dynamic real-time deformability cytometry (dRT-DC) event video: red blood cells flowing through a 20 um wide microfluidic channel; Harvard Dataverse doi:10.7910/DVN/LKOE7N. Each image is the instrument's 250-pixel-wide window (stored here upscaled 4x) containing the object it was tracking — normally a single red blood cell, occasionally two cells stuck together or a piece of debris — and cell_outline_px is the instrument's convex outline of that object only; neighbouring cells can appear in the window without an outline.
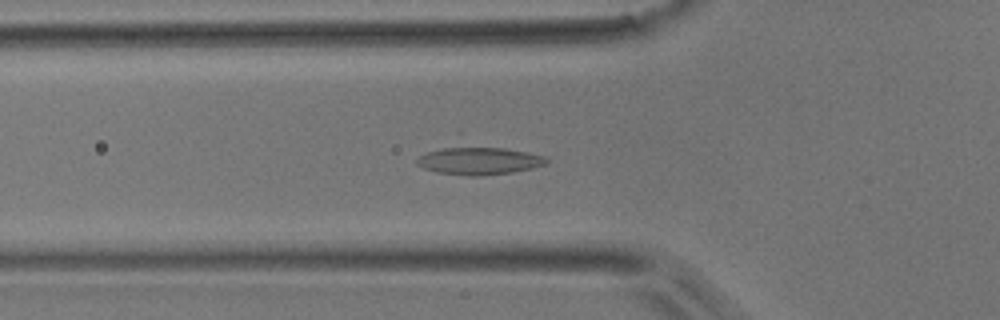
{"species": "common noctule bat (a hibernating species)", "species_latin": "Nyctalus noctula", "temperature_condition": "room temperature", "stored_images_in_passage": 52, "camera_frame_rate_fps": 3000, "um_per_image_px": 0.085, "animal": {"sex": "male", "body_mass_g": 17.9}, "frame": {"image": 1, "passage_image": 18, "time_ms": 5.667, "image_size_px": [1000, 320], "cell_outline_px": [[548, 164], [532, 168], [512, 172], [476, 176], [472, 176], [436, 172], [424, 168], [416, 164], [416, 160], [420, 156], [456, 132], [460, 132], [544, 156], [548, 160]], "centroid_in_image_um": [40.57, 13.36], "position_along_channel_um": 85.2, "area_um2": 25.89}}
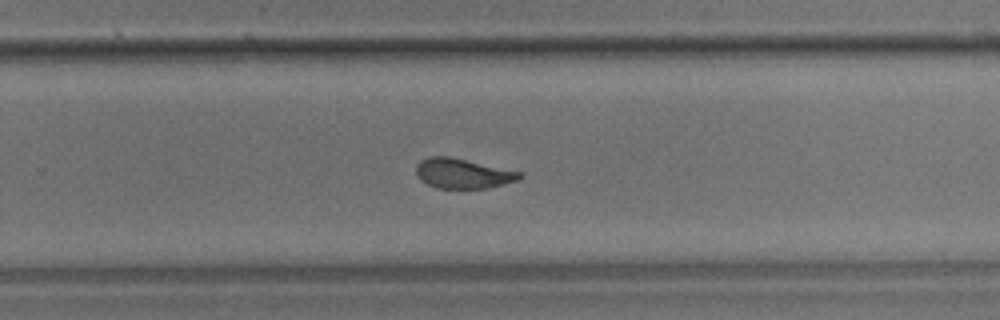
{"frame": {"image": 2, "passage_image": 34, "time_ms": 11.0, "image_size_px": [1000, 320], "cell_outline_px": [[524, 176], [516, 180], [504, 184], [488, 188], [436, 188], [420, 180], [416, 176], [416, 164], [420, 160], [428, 156], [448, 156], [520, 172]], "centroid_in_image_um": [39.28, 14.74], "position_along_channel_um": 290.5, "area_um2": 17.92}}
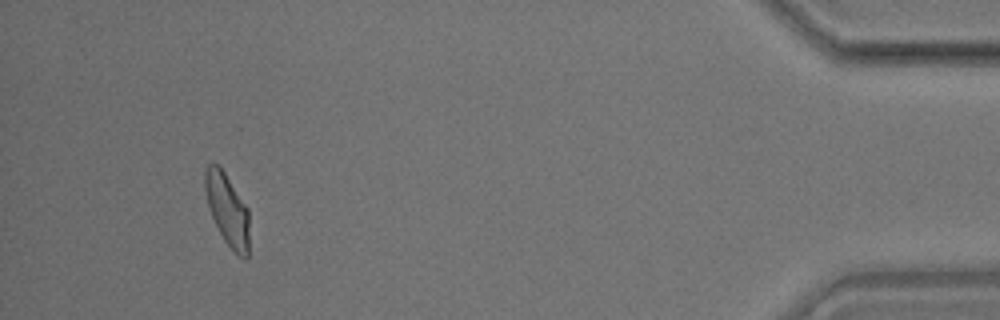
{"frame": {"image": 3, "passage_image": 49, "time_ms": 16.0, "image_size_px": [1000, 320], "cell_outline_px": [[248, 260], [244, 260], [224, 240], [212, 216], [208, 204], [204, 188], [204, 172], [208, 164], [220, 164], [248, 208]], "centroid_in_image_um": [19.32, 17.77], "position_along_channel_um": 415.9, "area_um2": 18.44}}